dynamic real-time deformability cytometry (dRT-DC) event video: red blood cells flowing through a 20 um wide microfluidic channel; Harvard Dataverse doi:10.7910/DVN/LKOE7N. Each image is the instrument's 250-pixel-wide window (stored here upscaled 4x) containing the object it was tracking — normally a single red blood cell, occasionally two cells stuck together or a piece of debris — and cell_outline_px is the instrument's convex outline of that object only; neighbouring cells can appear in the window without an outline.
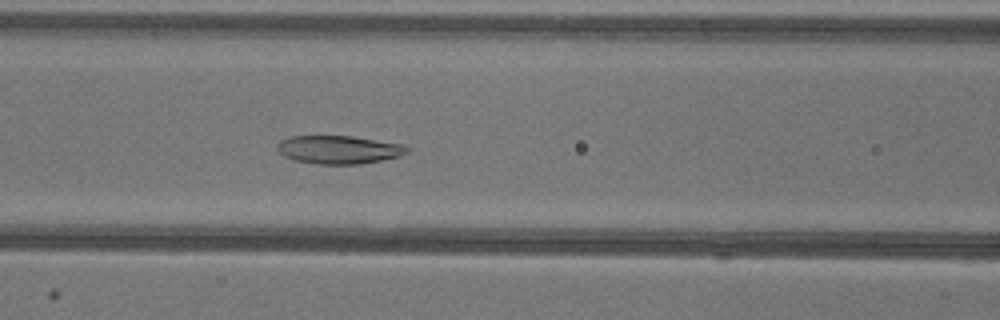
{"species": "common noctule bat (a hibernating species)", "species_latin": "Nyctalus noctula", "temperature_condition": "warm", "stored_images_in_passage": 51, "camera_frame_rate_fps": 3000, "um_per_image_px": 0.085, "animal": {"sex": "female"}, "frame": {"image": 1, "passage_image": 21, "time_ms": 6.667, "image_size_px": [1000, 320], "cell_outline_px": [[412, 152], [400, 156], [360, 164], [316, 164], [296, 160], [284, 156], [276, 148], [276, 144], [280, 140], [288, 136], [352, 136], [404, 144], [412, 148]], "centroid_in_image_um": [28.84, 12.71], "position_along_channel_um": 137.8, "area_um2": 21.62}}
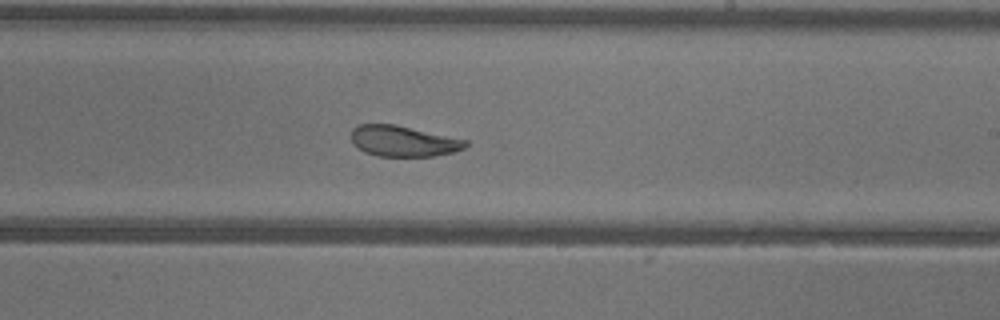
{"frame": {"image": 2, "passage_image": 30, "time_ms": 9.667, "image_size_px": [1000, 320], "cell_outline_px": [[468, 144], [464, 148], [452, 152], [432, 156], [376, 156], [364, 152], [352, 144], [352, 128], [360, 124], [396, 124], [468, 140]], "centroid_in_image_um": [34.26, 11.99], "position_along_channel_um": 254.7, "area_um2": 20.58}}
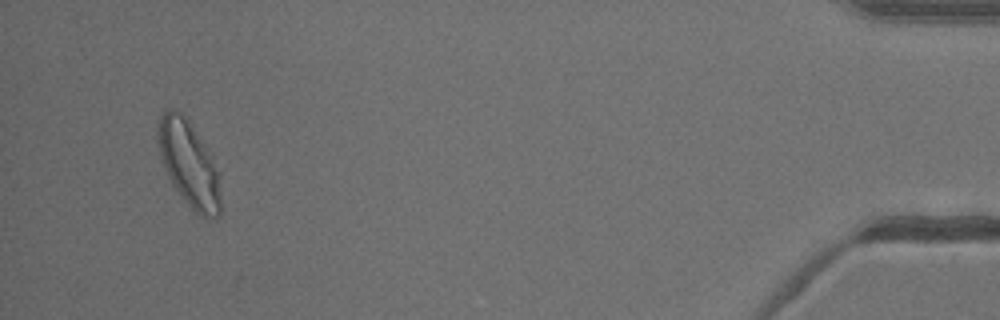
{"frame": {"image": 3, "passage_image": 49, "time_ms": 16.0, "image_size_px": [1000, 320], "cell_outline_px": [[220, 216], [216, 220], [208, 220], [200, 216], [188, 204], [172, 184], [164, 168], [160, 156], [160, 116], [164, 108], [172, 108], [180, 112], [188, 120], [204, 144], [208, 152], [216, 172], [220, 192]], "centroid_in_image_um": [16.07, 13.98], "position_along_channel_um": 419.1, "area_um2": 30.4}, "authors_computed_cell_mechanics": {"area_um2": 24.9118, "velocity_mm_per_s": 3.9084, "shape_relaxation_time_tau1_ms": 9.2852, "shape_relaxation_time_tau2_ms": 2.403, "deformation_change_tau1": 0.2146, "deformation_change_tau2": 0.0781}}